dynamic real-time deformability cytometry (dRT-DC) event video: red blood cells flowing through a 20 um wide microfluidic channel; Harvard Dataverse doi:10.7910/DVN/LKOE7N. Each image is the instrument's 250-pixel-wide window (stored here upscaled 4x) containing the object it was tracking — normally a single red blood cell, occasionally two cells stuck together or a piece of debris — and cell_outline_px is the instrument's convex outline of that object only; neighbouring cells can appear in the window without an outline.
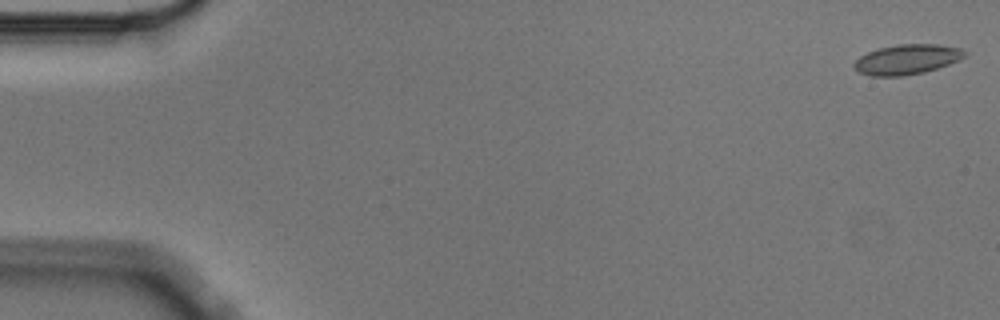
{"species": "Egyptian fruit bat (a non-hibernating species)", "species_latin": "Rousettus aegyptiacus", "temperature_condition": "cold", "stored_images_in_passage": 7, "camera_frame_rate_fps": 3000, "um_per_image_px": 0.085, "animal": {"sex": "male"}, "frame": {"image": 1, "passage_image": 1, "time_ms": 0.0, "image_size_px": [1000, 320], "cell_outline_px": [[968, 52], [964, 56], [948, 64], [924, 72], [900, 76], [872, 76], [860, 72], [852, 64], [860, 56], [868, 52], [880, 48], [900, 44], [936, 44], [960, 48]], "centroid_in_image_um": [77.08, 5.04], "position_along_channel_um": 7.9, "area_um2": 18.96}}
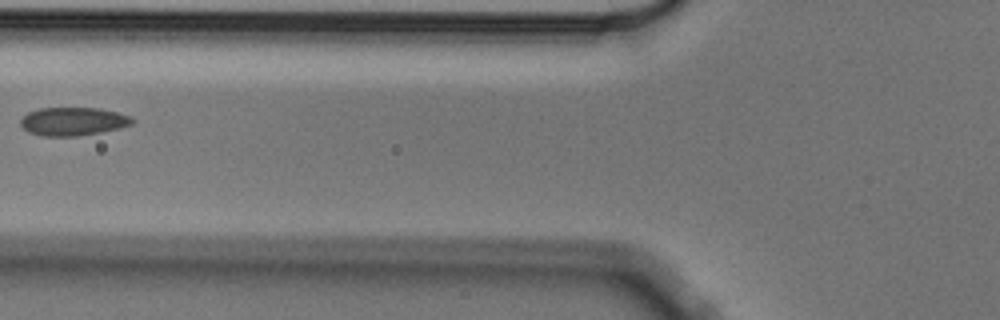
{"frame": {"image": 2, "passage_image": 6, "time_ms": 1.667, "image_size_px": [1000, 320], "cell_outline_px": [[136, 120], [132, 124], [120, 128], [100, 132], [76, 136], [44, 136], [28, 132], [20, 124], [20, 120], [28, 112], [40, 108], [96, 108], [116, 112], [132, 116]], "centroid_in_image_um": [6.23, 10.32], "position_along_channel_um": 119.6, "area_um2": 18.38}}
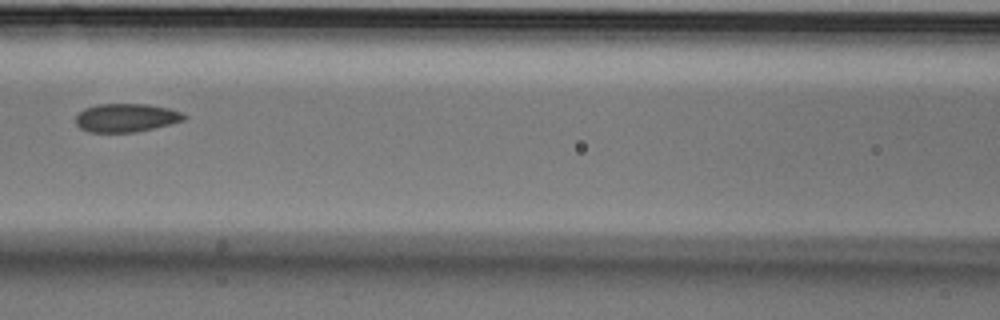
{"frame": {"image": 3, "passage_image": 7, "time_ms": 2.0, "image_size_px": [1000, 320], "cell_outline_px": [[188, 116], [184, 120], [172, 124], [136, 132], [88, 132], [80, 128], [76, 124], [76, 116], [84, 108], [96, 104], [148, 104], [168, 108], [180, 112]], "centroid_in_image_um": [10.72, 10.01], "position_along_channel_um": 155.9, "area_um2": 18.03}}